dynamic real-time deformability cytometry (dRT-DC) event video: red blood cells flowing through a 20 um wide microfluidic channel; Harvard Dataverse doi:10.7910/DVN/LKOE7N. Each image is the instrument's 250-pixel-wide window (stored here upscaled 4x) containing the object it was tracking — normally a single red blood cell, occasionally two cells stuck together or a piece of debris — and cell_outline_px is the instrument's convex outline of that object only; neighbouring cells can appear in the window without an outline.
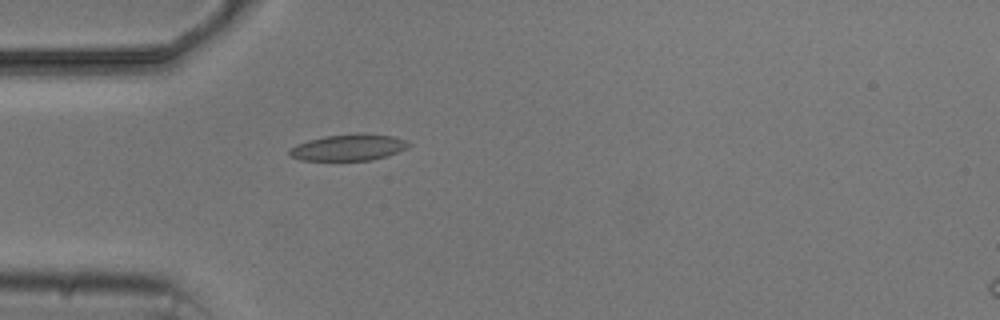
{"species": "common noctule bat (a hibernating species)", "species_latin": "Nyctalus noctula", "temperature_condition": "cold", "stored_images_in_passage": 3, "camera_frame_rate_fps": 3000, "um_per_image_px": 0.085, "animal": {"sex": "male", "body_mass_g": 20.5, "forearm_length_mm": 52.5}, "frame": {"image": 1, "passage_image": 3, "time_ms": 3.667, "image_size_px": [1000, 320], "cell_outline_px": [[412, 144], [408, 148], [388, 156], [372, 160], [300, 160], [288, 156], [288, 148], [296, 144], [308, 140], [324, 136], [356, 132], [364, 132], [396, 136]], "centroid_in_image_um": [29.63, 12.51], "position_along_channel_um": 55.4, "area_um2": 18.9}}